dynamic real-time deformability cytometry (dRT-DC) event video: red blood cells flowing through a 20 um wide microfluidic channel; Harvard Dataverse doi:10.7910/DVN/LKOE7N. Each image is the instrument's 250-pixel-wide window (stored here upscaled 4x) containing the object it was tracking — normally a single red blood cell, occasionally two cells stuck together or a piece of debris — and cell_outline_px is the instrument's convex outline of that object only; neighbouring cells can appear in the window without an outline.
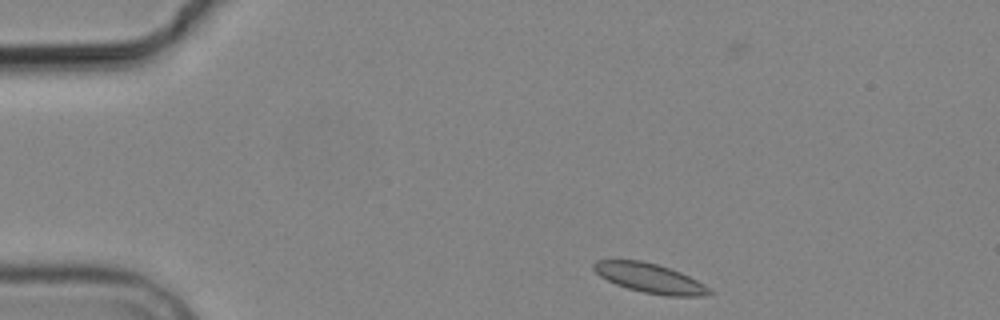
{"species": "common noctule bat (a hibernating species)", "species_latin": "Nyctalus noctula", "temperature_condition": "cold", "stored_images_in_passage": 4, "camera_frame_rate_fps": 3000, "um_per_image_px": 0.085, "animal": {"sex": "male", "body_mass_g": 19.2, "forearm_length_mm": 51.8}, "frame": {"image": 1, "passage_image": 1, "time_ms": 0.0, "image_size_px": [1000, 320], "cell_outline_px": [[712, 292], [704, 296], [668, 296], [644, 292], [628, 288], [616, 284], [600, 276], [592, 268], [592, 264], [596, 260], [640, 260], [656, 264], [680, 272], [704, 284]], "centroid_in_image_um": [55.21, 23.64], "position_along_channel_um": 29.8, "area_um2": 19.54}}